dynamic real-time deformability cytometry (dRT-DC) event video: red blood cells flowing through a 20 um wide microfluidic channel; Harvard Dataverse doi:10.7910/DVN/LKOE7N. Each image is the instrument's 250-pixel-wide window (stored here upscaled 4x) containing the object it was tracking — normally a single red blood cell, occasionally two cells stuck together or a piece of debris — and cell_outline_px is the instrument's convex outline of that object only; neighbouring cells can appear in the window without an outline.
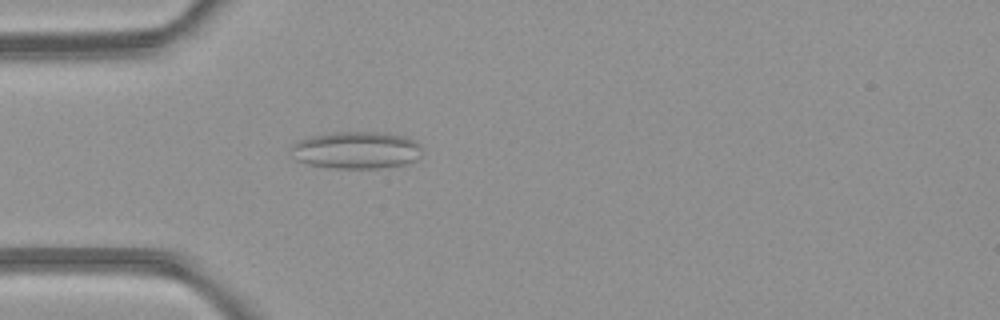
{"species": "common noctule bat (a hibernating species)", "species_latin": "Nyctalus noctula", "temperature_condition": "room temperature", "stored_images_in_passage": 4, "camera_frame_rate_fps": 3000, "um_per_image_px": 0.085, "animal": {"sex": "female", "body_mass_g": 21.9}, "frame": {"image": 1, "passage_image": 4, "time_ms": 3.333, "image_size_px": [1000, 320], "cell_outline_px": [[420, 156], [416, 160], [404, 164], [376, 168], [332, 168], [308, 164], [296, 160], [292, 148], [292, 144], [296, 140], [312, 136], [332, 132], [388, 132], [404, 136], [420, 144]], "centroid_in_image_um": [30.28, 12.75], "position_along_channel_um": 54.7, "area_um2": 28.38}}